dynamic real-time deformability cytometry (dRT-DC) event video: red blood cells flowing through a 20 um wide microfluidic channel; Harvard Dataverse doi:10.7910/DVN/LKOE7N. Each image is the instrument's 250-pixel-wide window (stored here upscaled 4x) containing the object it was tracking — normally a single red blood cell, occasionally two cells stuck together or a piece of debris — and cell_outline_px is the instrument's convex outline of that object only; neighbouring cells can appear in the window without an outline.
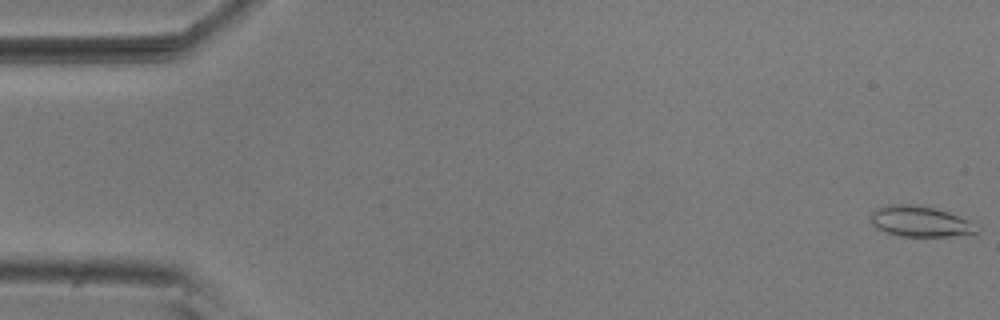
{"species": "common noctule bat (a hibernating species)", "species_latin": "Nyctalus noctula", "temperature_condition": "room temperature", "stored_images_in_passage": 55, "camera_frame_rate_fps": 3000, "um_per_image_px": 0.085, "animal": {"sex": "male", "body_mass_g": 20.5, "forearm_length_mm": 52.5}, "frame": {"image": 1, "passage_image": 1, "time_ms": 0.0, "image_size_px": [1000, 320], "cell_outline_px": [[980, 228], [976, 236], [900, 236], [884, 232], [876, 228], [872, 224], [872, 212], [876, 208], [892, 204], [916, 204], [936, 208], [948, 212], [968, 220]], "centroid_in_image_um": [78.28, 18.84], "position_along_channel_um": 6.7, "area_um2": 19.31}}
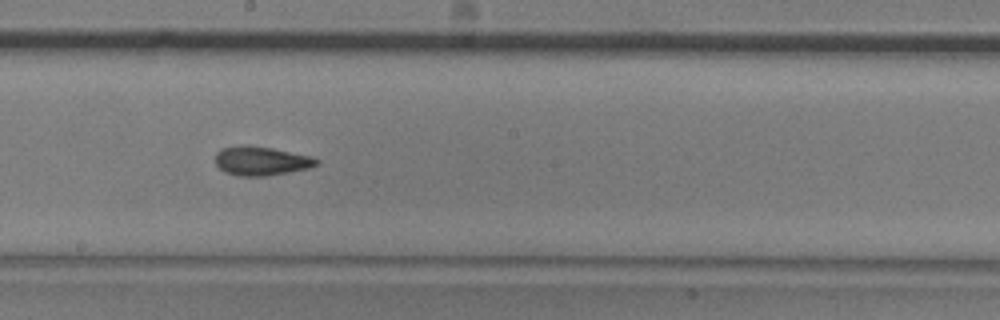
{"frame": {"image": 2, "passage_image": 30, "time_ms": 9.667, "image_size_px": [1000, 320], "cell_outline_px": [[320, 164], [308, 168], [288, 172], [264, 176], [240, 176], [224, 172], [216, 164], [216, 152], [220, 148], [244, 144], [248, 144], [272, 148], [312, 156], [320, 160]], "centroid_in_image_um": [22.2, 13.66], "position_along_channel_um": 226.0, "area_um2": 17.28}}
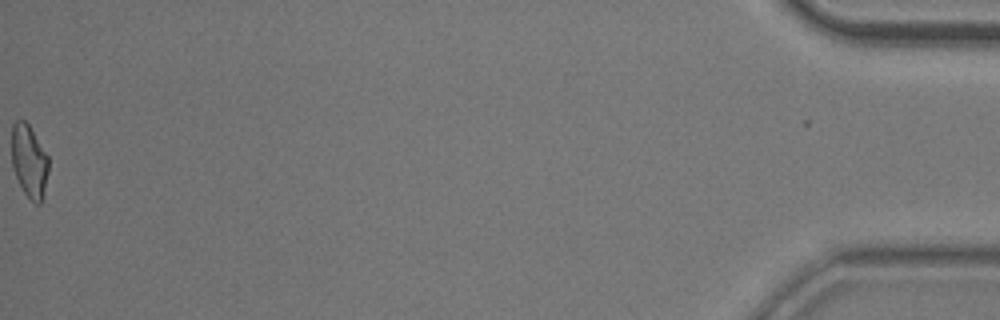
{"frame": {"image": 3, "passage_image": 55, "time_ms": 18.0, "image_size_px": [1000, 320], "cell_outline_px": [[48, 172], [40, 204], [36, 204], [24, 192], [12, 168], [12, 124], [16, 120], [24, 120], [28, 124], [48, 156]], "centroid_in_image_um": [2.46, 13.67], "position_along_channel_um": 432.7, "area_um2": 15.32}, "authors_computed_cell_mechanics": {"area_um2": 16.8776, "velocity_mm_per_s": 3.7206, "shape_relaxation_time_tau1_ms": 6.1437, "shape_relaxation_time_tau2_ms": 3.8872, "deformation_change_tau1": 0.155, "deformation_change_tau2": 0.0805}}